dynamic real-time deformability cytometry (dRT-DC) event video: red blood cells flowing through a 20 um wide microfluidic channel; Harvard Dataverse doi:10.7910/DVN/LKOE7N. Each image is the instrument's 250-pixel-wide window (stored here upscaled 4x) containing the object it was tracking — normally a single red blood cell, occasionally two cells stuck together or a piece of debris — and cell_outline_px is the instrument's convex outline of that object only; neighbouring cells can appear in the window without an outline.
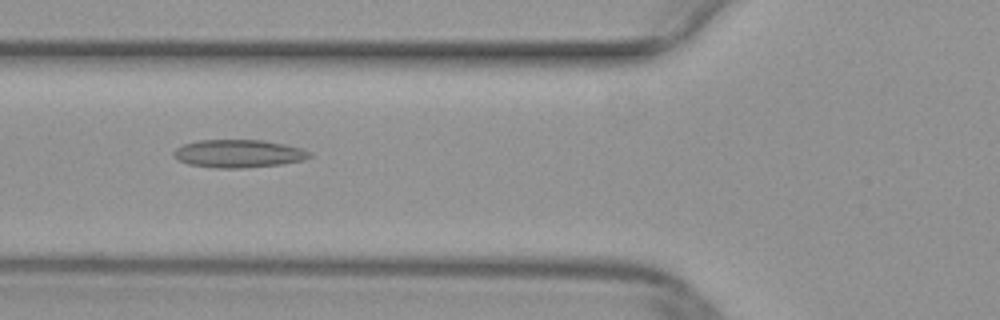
{"species": "common noctule bat (a hibernating species)", "species_latin": "Nyctalus noctula", "temperature_condition": "warm", "stored_images_in_passage": 32, "camera_frame_rate_fps": 3000, "um_per_image_px": 0.085, "animal": {"sex": "female", "body_mass_g": 29.2, "forearm_length_mm": 56.3}, "frame": {"image": 1, "passage_image": 5, "time_ms": 1.333, "image_size_px": [1000, 320], "cell_outline_px": [[312, 156], [304, 160], [280, 164], [244, 168], [216, 168], [188, 164], [172, 156], [172, 152], [176, 148], [184, 144], [200, 140], [264, 140], [284, 144], [300, 148], [312, 152]], "centroid_in_image_um": [20.28, 13.06], "position_along_channel_um": 105.5, "area_um2": 22.14}}
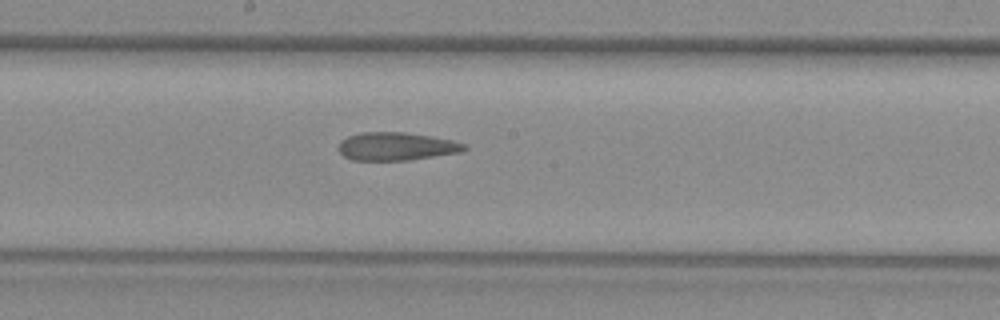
{"frame": {"image": 2, "passage_image": 13, "time_ms": 4.0, "image_size_px": [1000, 320], "cell_outline_px": [[468, 148], [460, 152], [408, 160], [352, 160], [344, 156], [340, 152], [340, 140], [348, 136], [364, 132], [404, 132], [432, 136], [452, 140], [464, 144]], "centroid_in_image_um": [33.69, 12.44], "position_along_channel_um": 214.5, "area_um2": 20.4}}
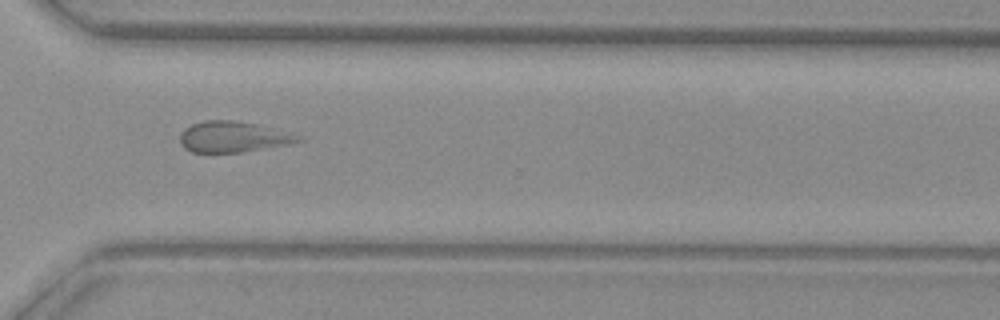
{"frame": {"image": 3, "passage_image": 23, "time_ms": 7.333, "image_size_px": [1000, 320], "cell_outline_px": [[304, 140], [288, 144], [240, 152], [192, 152], [184, 148], [180, 144], [180, 132], [184, 128], [192, 124], [204, 120], [232, 120], [256, 124], [292, 132], [304, 136]], "centroid_in_image_um": [19.83, 11.62], "position_along_channel_um": 350.8, "area_um2": 21.39}}